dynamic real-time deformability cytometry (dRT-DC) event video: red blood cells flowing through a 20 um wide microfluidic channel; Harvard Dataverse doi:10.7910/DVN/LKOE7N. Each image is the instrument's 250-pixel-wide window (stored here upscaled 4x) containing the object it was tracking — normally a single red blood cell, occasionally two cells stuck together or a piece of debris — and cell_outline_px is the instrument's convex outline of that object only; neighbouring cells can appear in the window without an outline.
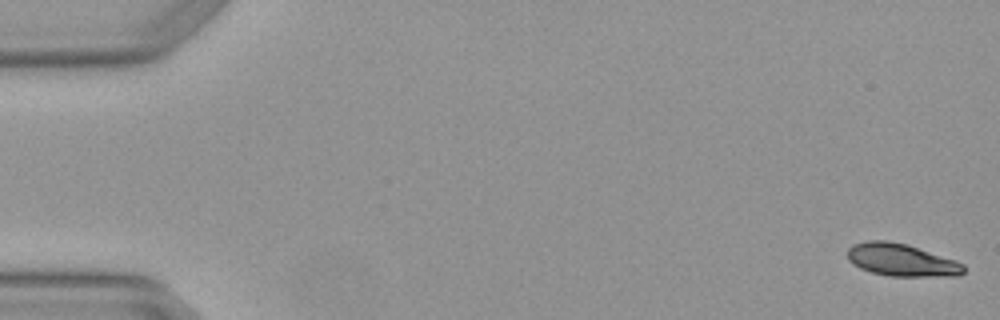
{"species": "Egyptian fruit bat (a non-hibernating species)", "species_latin": "Rousettus aegyptiacus", "temperature_condition": "warm", "stored_images_in_passage": 4, "camera_frame_rate_fps": 3000, "um_per_image_px": 0.085, "animal": {"sex": "female"}, "frame": {"image": 1, "passage_image": 1, "time_ms": 0.0, "image_size_px": [1000, 320], "cell_outline_px": [[964, 272], [960, 276], [888, 276], [872, 272], [860, 268], [852, 264], [848, 260], [848, 248], [852, 244], [868, 240], [888, 240], [908, 244], [956, 260], [964, 264]], "centroid_in_image_um": [76.63, 22.09], "position_along_channel_um": 8.4, "area_um2": 22.25}}